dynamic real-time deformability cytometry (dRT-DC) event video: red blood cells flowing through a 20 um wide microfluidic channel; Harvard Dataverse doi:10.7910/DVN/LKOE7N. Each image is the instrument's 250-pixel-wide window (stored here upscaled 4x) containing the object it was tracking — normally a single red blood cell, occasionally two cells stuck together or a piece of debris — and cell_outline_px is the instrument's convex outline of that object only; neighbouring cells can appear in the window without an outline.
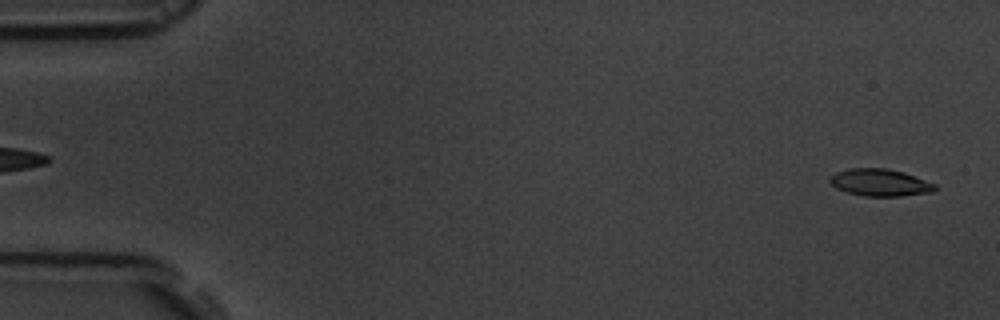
{"species": "common noctule bat (a hibernating species)", "species_latin": "Nyctalus noctula", "temperature_condition": "room temperature", "stored_images_in_passage": 55, "camera_frame_rate_fps": 3000, "um_per_image_px": 0.085, "animal": {"sex": "male", "body_mass_g": 19.5, "forearm_length_mm": 54.6}, "frame": {"image": 1, "passage_image": 2, "time_ms": 0.333, "image_size_px": [1000, 320], "cell_outline_px": [[936, 188], [932, 192], [900, 196], [864, 196], [848, 192], [836, 188], [828, 180], [836, 172], [848, 168], [888, 168], [904, 172], [936, 184]], "centroid_in_image_um": [74.8, 15.51], "position_along_channel_um": 10.2, "area_um2": 16.59}}
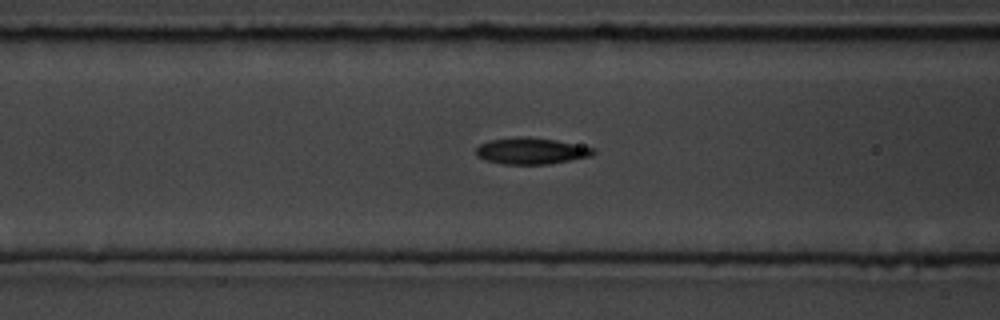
{"frame": {"image": 2, "passage_image": 22, "time_ms": 7.0, "image_size_px": [1000, 320], "cell_outline_px": [[596, 152], [592, 156], [548, 164], [504, 164], [484, 160], [476, 156], [476, 148], [480, 144], [492, 140], [516, 136], [528, 136], [556, 140], [596, 148]], "centroid_in_image_um": [45.16, 12.82], "position_along_channel_um": 121.4, "area_um2": 18.21}}
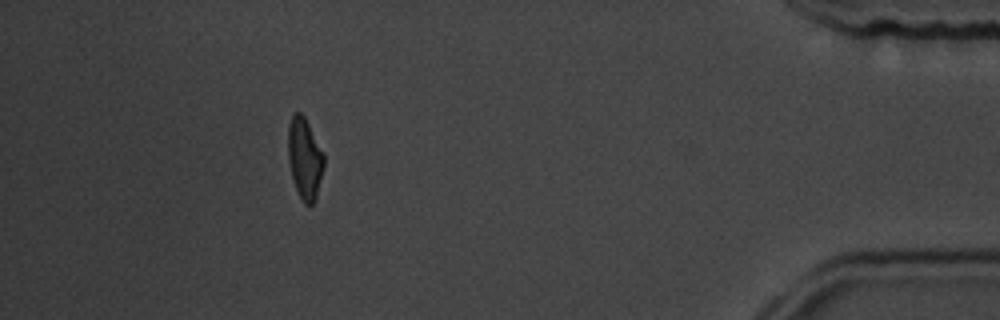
{"frame": {"image": 3, "passage_image": 50, "time_ms": 16.333, "image_size_px": [1000, 320], "cell_outline_px": [[324, 168], [316, 196], [312, 204], [308, 208], [304, 204], [296, 188], [292, 176], [288, 160], [288, 124], [292, 116], [296, 112], [300, 112], [304, 116], [324, 152]], "centroid_in_image_um": [25.9, 13.46], "position_along_channel_um": 409.3, "area_um2": 16.99}, "authors_computed_cell_mechanics": {"area_um2": 17.3978, "velocity_mm_per_s": 3.6798, "shape_relaxation_time_tau1_ms": 3.0083, "shape_relaxation_time_tau2_ms": 1.6837, "deformation_change_tau1": 0.135, "deformation_change_tau2": 0.0784}}